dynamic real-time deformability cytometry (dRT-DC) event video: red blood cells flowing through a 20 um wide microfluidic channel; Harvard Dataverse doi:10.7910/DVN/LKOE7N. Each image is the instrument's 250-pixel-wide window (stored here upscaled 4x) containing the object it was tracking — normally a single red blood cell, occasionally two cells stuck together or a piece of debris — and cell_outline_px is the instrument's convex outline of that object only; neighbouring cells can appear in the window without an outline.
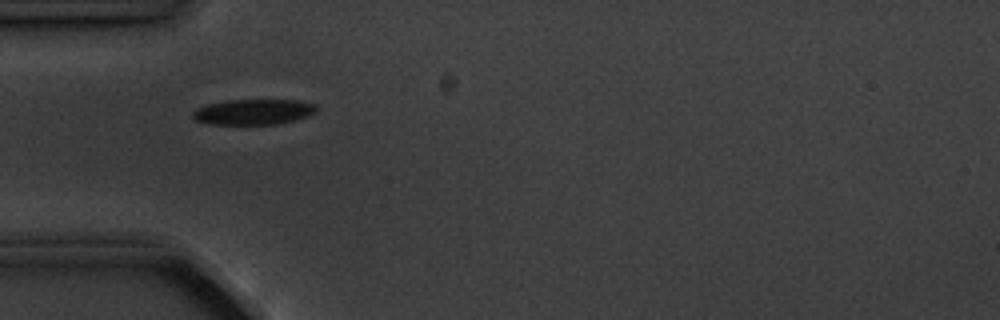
{"species": "common noctule bat (a hibernating species)", "species_latin": "Nyctalus noctula", "temperature_condition": "cold", "stored_images_in_passage": 11, "camera_frame_rate_fps": 3000, "um_per_image_px": 0.085, "animal": {"sex": "male", "body_mass_g": 20.1, "forearm_length_mm": 53.5}, "frame": {"image": 1, "passage_image": 1, "time_ms": 0.0, "image_size_px": [1000, 320], "cell_outline_px": [[316, 112], [308, 116], [296, 120], [276, 124], [208, 124], [196, 120], [192, 116], [192, 112], [196, 108], [208, 104], [228, 100], [300, 100], [316, 104]], "centroid_in_image_um": [21.56, 9.51], "position_along_channel_um": 63.4, "area_um2": 18.44}}
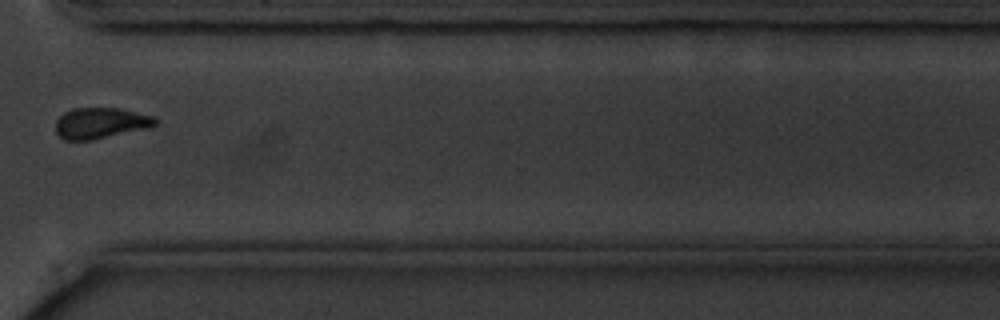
{"frame": {"image": 2, "passage_image": 8, "time_ms": 8.333, "image_size_px": [1000, 320], "cell_outline_px": [[156, 124], [148, 128], [92, 140], [64, 140], [56, 132], [56, 120], [64, 112], [72, 108], [116, 108], [152, 116], [156, 120]], "centroid_in_image_um": [8.5, 10.47], "position_along_channel_um": 362.1, "area_um2": 17.74}}
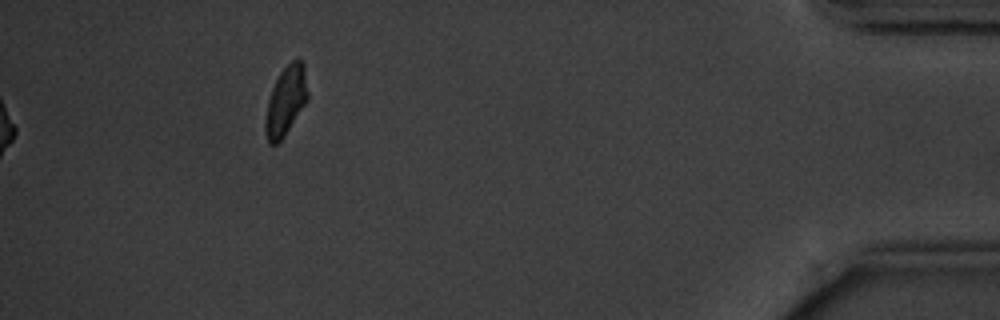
{"frame": {"image": 3, "passage_image": 10, "time_ms": 11.333, "image_size_px": [1000, 320], "cell_outline_px": [[308, 100], [284, 136], [276, 144], [268, 144], [264, 132], [264, 124], [268, 100], [272, 88], [280, 72], [296, 56], [304, 60], [308, 92]], "centroid_in_image_um": [24.3, 8.54], "position_along_channel_um": 410.9, "area_um2": 17.34}, "authors_computed_cell_mechanics": {"area_um2": 18.0914, "velocity_mm_per_s": 3.593, "shape_relaxation_time_tau1_ms": 1.0645, "shape_relaxation_time_tau2_ms": null, "deformation_change_tau1": 0.0484, "deformation_change_tau2": null}}